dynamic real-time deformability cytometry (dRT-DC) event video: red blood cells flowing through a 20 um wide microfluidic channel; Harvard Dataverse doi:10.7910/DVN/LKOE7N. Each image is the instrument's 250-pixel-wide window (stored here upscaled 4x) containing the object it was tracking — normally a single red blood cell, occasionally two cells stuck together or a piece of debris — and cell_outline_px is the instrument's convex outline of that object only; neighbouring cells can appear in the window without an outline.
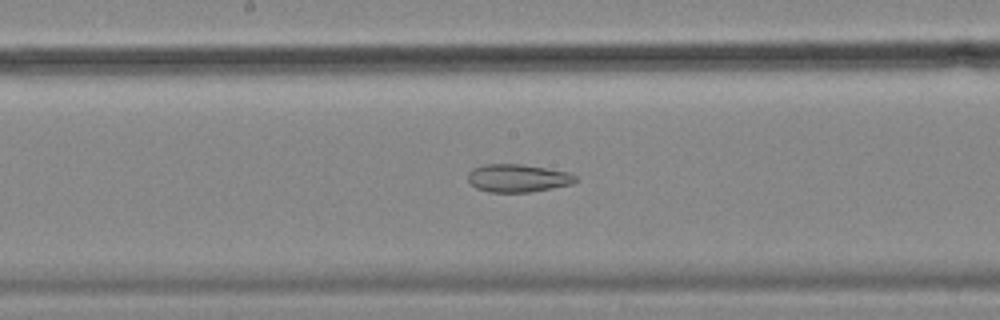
{"species": "common noctule bat (a hibernating species)", "species_latin": "Nyctalus noctula", "temperature_condition": "cold", "stored_images_in_passage": 45, "camera_frame_rate_fps": 3000, "um_per_image_px": 0.085, "animal": {"sex": "female", "body_mass_g": 18.4}, "frame": {"image": 1, "passage_image": 18, "time_ms": 5.667, "image_size_px": [1000, 320], "cell_outline_px": [[580, 180], [572, 184], [552, 188], [528, 192], [488, 192], [476, 188], [468, 180], [468, 172], [472, 168], [484, 164], [520, 164], [568, 172], [576, 176]], "centroid_in_image_um": [44.01, 15.14], "position_along_channel_um": 204.2, "area_um2": 17.51}}
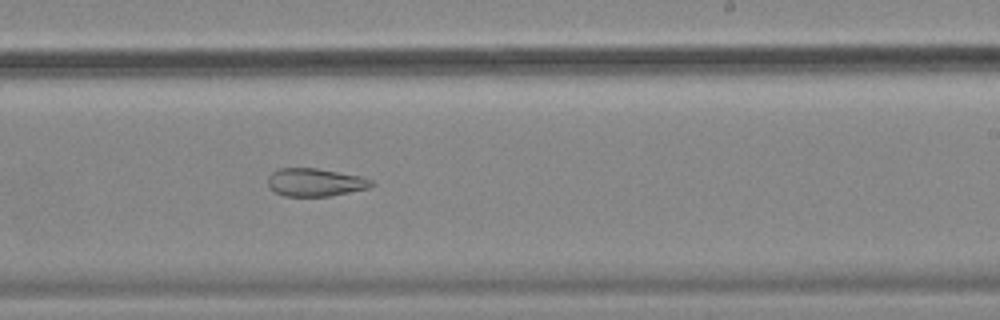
{"frame": {"image": 2, "passage_image": 23, "time_ms": 7.333, "image_size_px": [1000, 320], "cell_outline_px": [[376, 184], [368, 188], [328, 196], [284, 196], [276, 192], [268, 184], [268, 176], [272, 172], [280, 168], [316, 168], [360, 176], [372, 180]], "centroid_in_image_um": [26.79, 15.49], "position_along_channel_um": 262.2, "area_um2": 16.7}}
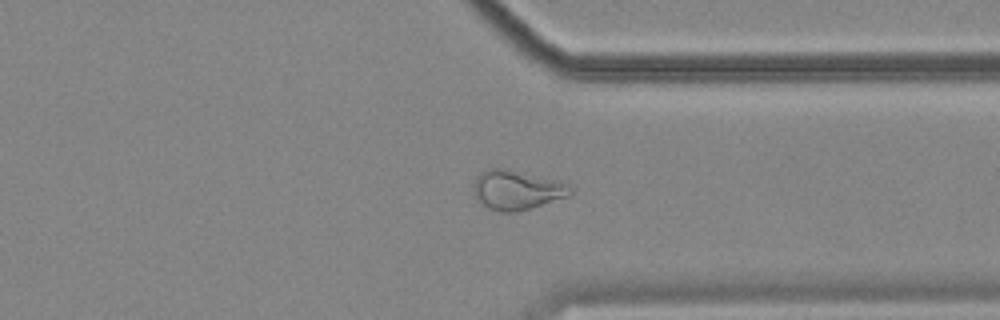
{"frame": {"image": 3, "passage_image": 32, "time_ms": 10.333, "image_size_px": [1000, 320], "cell_outline_px": [[572, 192], [568, 196], [516, 212], [500, 212], [488, 208], [480, 204], [472, 196], [476, 176], [480, 172], [488, 168], [508, 168], [556, 180], [568, 184], [572, 188]], "centroid_in_image_um": [43.86, 16.14], "position_along_channel_um": 367.5, "area_um2": 22.43}, "authors_computed_cell_mechanics": {"area_um2": 22.3686, "velocity_mm_per_s": 3.5021, "shape_relaxation_time_tau1_ms": null, "shape_relaxation_time_tau2_ms": 4.147, "deformation_change_tau1": null, "deformation_change_tau2": 0.1339}}